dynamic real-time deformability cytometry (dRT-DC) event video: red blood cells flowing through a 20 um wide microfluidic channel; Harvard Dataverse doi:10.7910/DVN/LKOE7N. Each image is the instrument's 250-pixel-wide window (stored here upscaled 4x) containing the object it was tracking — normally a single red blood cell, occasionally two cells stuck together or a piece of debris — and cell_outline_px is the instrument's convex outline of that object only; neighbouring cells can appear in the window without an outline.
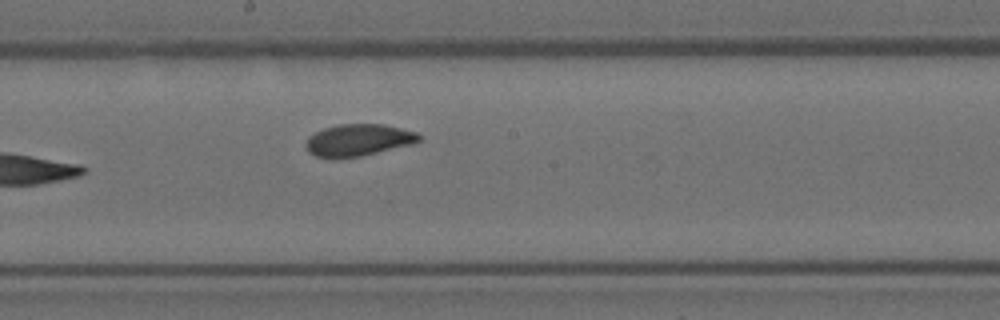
{"species": "Egyptian fruit bat (a non-hibernating species)", "species_latin": "Rousettus aegyptiacus", "temperature_condition": "room temperature", "stored_images_in_passage": 7, "camera_frame_rate_fps": 3000, "um_per_image_px": 0.085, "animal": {"sex": "female"}, "frame": {"image": 1, "passage_image": 7, "time_ms": 2.0, "image_size_px": [1000, 320], "cell_outline_px": [[420, 140], [412, 144], [360, 156], [316, 156], [308, 152], [304, 144], [308, 136], [324, 128], [336, 124], [384, 124], [416, 132], [420, 136]], "centroid_in_image_um": [30.44, 11.87], "position_along_channel_um": 217.8, "area_um2": 20.63}}